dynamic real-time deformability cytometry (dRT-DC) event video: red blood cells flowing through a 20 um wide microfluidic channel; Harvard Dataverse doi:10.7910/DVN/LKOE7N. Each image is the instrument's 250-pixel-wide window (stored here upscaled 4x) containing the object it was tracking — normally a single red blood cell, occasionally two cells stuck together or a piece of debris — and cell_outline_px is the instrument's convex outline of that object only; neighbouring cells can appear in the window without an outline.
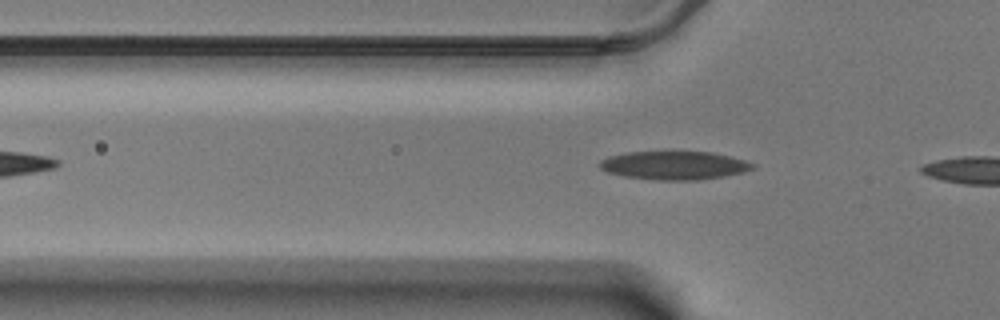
{"species": "Egyptian fruit bat (a non-hibernating species)", "species_latin": "Rousettus aegyptiacus", "temperature_condition": "warm", "stored_images_in_passage": 6, "camera_frame_rate_fps": 3000, "um_per_image_px": 0.085, "animal": {"sex": "male"}, "frame": {"image": 1, "passage_image": 4, "time_ms": 1.0, "image_size_px": [1000, 320], "cell_outline_px": [[756, 168], [744, 172], [724, 176], [696, 180], [656, 180], [624, 176], [608, 172], [600, 168], [596, 164], [600, 160], [608, 156], [628, 152], [712, 152], [744, 160], [756, 164]], "centroid_in_image_um": [57.3, 14.06], "position_along_channel_um": 68.5, "area_um2": 25.37}}